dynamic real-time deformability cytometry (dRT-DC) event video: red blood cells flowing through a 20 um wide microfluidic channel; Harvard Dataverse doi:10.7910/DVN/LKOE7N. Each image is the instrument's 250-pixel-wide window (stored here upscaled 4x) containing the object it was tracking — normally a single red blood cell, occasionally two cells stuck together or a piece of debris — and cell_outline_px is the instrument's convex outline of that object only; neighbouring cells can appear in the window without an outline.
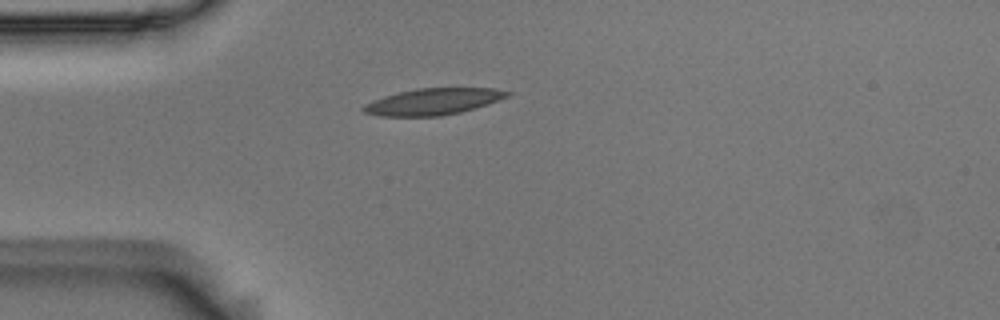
{"species": "Egyptian fruit bat (a non-hibernating species)", "species_latin": "Rousettus aegyptiacus", "temperature_condition": "room temperature", "stored_images_in_passage": 1, "camera_frame_rate_fps": 3000, "um_per_image_px": 0.085, "animal": {"sex": "male"}, "frame": {"image": 1, "passage_image": 1, "time_ms": 0.0, "image_size_px": [1000, 320], "cell_outline_px": [[512, 92], [508, 96], [488, 104], [476, 108], [460, 112], [440, 116], [380, 116], [364, 112], [360, 108], [364, 104], [372, 100], [384, 96], [416, 88], [492, 88]], "centroid_in_image_um": [36.79, 8.64], "position_along_channel_um": 48.2, "area_um2": 22.14}}